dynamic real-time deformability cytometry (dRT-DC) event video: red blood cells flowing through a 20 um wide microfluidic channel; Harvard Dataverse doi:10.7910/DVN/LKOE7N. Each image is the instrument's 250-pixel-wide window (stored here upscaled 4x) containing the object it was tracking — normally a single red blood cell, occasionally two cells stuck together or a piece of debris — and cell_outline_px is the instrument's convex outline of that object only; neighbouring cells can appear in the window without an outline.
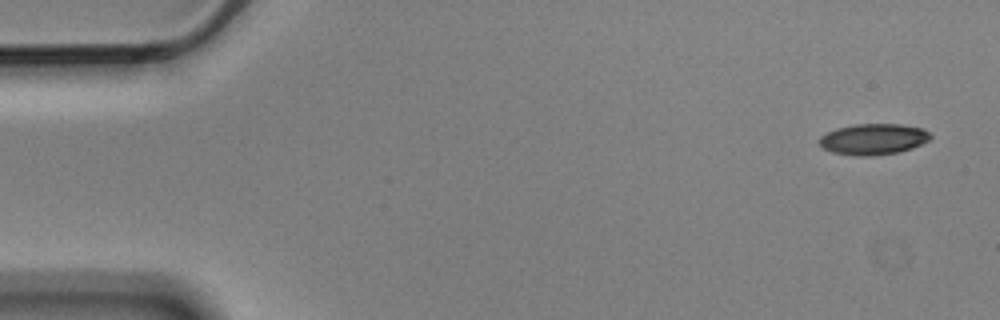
{"species": "Egyptian fruit bat (a non-hibernating species)", "species_latin": "Rousettus aegyptiacus", "temperature_condition": "cold", "stored_images_in_passage": 4, "camera_frame_rate_fps": 3000, "um_per_image_px": 0.085, "animal": {"sex": "male"}, "frame": {"image": 1, "passage_image": 1, "time_ms": 0.0, "image_size_px": [1000, 320], "cell_outline_px": [[932, 136], [928, 140], [912, 148], [900, 152], [872, 156], [852, 156], [832, 152], [824, 148], [820, 144], [820, 136], [836, 128], [856, 124], [900, 124], [920, 128], [928, 132]], "centroid_in_image_um": [74.22, 11.84], "position_along_channel_um": 10.8, "area_um2": 20.0}}